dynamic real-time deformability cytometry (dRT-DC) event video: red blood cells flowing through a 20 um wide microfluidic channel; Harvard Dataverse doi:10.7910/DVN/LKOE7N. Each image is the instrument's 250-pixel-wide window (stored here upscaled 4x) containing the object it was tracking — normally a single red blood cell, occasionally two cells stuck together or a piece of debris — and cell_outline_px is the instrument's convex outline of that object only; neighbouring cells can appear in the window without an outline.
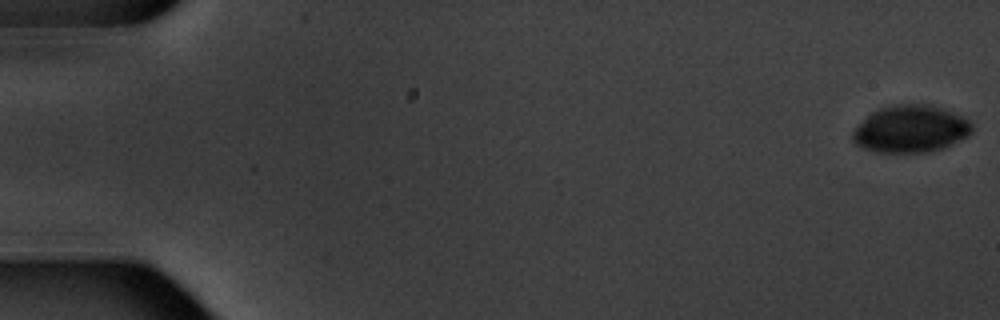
{"species": "common noctule bat (a hibernating species)", "species_latin": "Nyctalus noctula", "temperature_condition": "warm", "stored_images_in_passage": 8, "camera_frame_rate_fps": 3000, "um_per_image_px": 0.085, "animal": {"sex": "male", "body_mass_g": 20.1, "forearm_length_mm": 53.5}, "frame": {"image": 1, "passage_image": 1, "time_ms": 0.0, "image_size_px": [1000, 320], "cell_outline_px": [[972, 132], [968, 136], [944, 148], [932, 152], [876, 152], [860, 148], [852, 140], [852, 132], [872, 112], [880, 108], [892, 104], [924, 104], [940, 108], [952, 112], [968, 120], [972, 124]], "centroid_in_image_um": [77.4, 10.98], "position_along_channel_um": 7.6, "area_um2": 32.71}}